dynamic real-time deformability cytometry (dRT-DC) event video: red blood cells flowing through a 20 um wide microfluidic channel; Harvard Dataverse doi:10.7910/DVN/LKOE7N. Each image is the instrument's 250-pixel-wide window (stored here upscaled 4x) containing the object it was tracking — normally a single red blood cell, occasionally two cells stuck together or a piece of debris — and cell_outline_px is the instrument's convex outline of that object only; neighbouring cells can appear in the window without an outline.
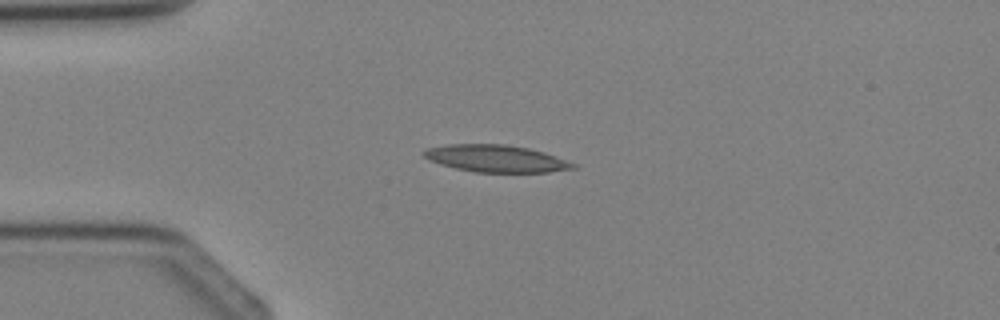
{"species": "Egyptian fruit bat (a non-hibernating species)", "species_latin": "Rousettus aegyptiacus", "temperature_condition": "cold", "stored_images_in_passage": 3, "camera_frame_rate_fps": 3000, "um_per_image_px": 0.085, "animal": {"sex": "female"}, "frame": {"image": 1, "passage_image": 2, "time_ms": 1.333, "image_size_px": [1000, 320], "cell_outline_px": [[576, 168], [548, 172], [476, 172], [456, 168], [440, 164], [428, 160], [420, 152], [428, 148], [448, 144], [504, 144], [528, 148], [544, 152], [576, 164]], "centroid_in_image_um": [42.13, 13.47], "position_along_channel_um": 42.9, "area_um2": 23.47}}
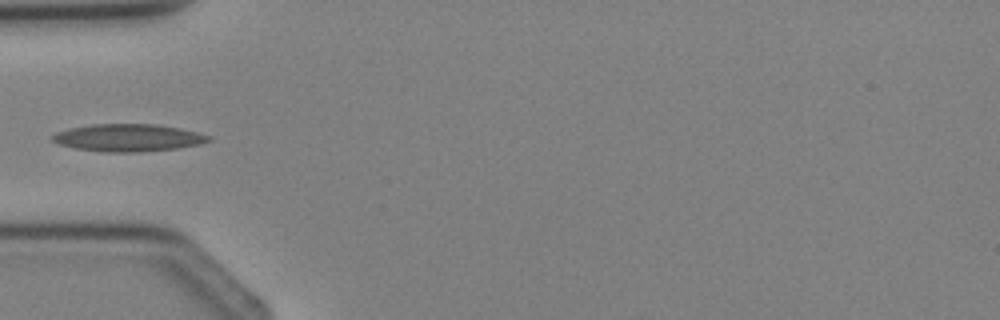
{"frame": {"image": 2, "passage_image": 3, "time_ms": 2.333, "image_size_px": [1000, 320], "cell_outline_px": [[212, 140], [200, 144], [176, 148], [136, 152], [100, 152], [76, 148], [60, 144], [52, 140], [52, 136], [56, 132], [68, 128], [92, 124], [156, 124], [180, 128], [212, 136]], "centroid_in_image_um": [10.9, 11.7], "position_along_channel_um": 74.1, "area_um2": 24.91}}